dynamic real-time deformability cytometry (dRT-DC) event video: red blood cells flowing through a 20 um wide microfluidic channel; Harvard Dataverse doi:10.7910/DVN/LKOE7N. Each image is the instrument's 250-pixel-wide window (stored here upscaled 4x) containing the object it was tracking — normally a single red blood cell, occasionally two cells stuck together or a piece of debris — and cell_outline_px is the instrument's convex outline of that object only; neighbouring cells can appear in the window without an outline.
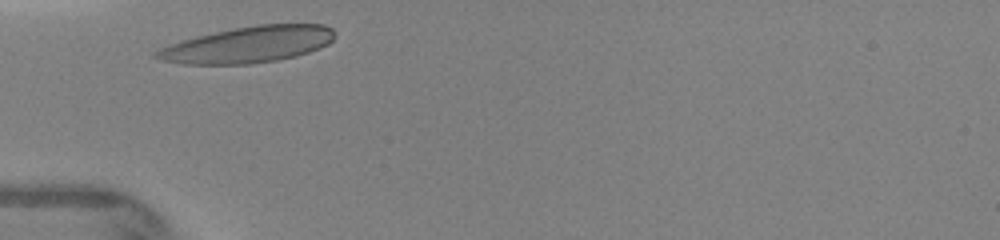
{"species": "human", "species_latin": "Homo sapiens", "temperature_condition": "warm", "stored_images_in_passage": 5, "camera_frame_rate_fps": 3000, "um_per_image_px": 0.085, "donor": {"sex": "female"}, "frame": {"image": 1, "passage_image": 1, "time_ms": 0.0, "image_size_px": [1000, 240], "cell_outline_px": [[336, 36], [328, 44], [320, 48], [296, 56], [276, 60], [248, 64], [184, 64], [160, 60], [152, 56], [160, 48], [196, 36], [236, 28], [260, 24], [324, 24], [332, 28]], "centroid_in_image_um": [21.13, 3.79], "position_along_channel_um": 63.9, "area_um2": 37.4}}